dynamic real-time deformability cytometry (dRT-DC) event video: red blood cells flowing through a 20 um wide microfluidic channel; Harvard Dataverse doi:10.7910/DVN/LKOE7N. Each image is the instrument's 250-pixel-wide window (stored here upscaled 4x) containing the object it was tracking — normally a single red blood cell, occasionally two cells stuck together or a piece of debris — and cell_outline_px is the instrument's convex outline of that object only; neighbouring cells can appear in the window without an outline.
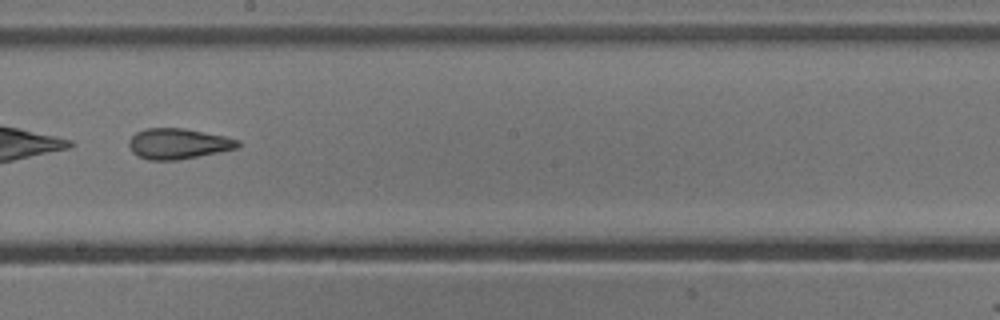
{"species": "common noctule bat (a hibernating species)", "species_latin": "Nyctalus noctula", "temperature_condition": "cold", "stored_images_in_passage": 40, "camera_frame_rate_fps": 3000, "um_per_image_px": 0.085, "animal": {"sex": "male", "body_mass_g": 13.3}, "frame": {"image": 1, "passage_image": 23, "time_ms": 7.333, "image_size_px": [1000, 320], "cell_outline_px": [[240, 144], [236, 148], [176, 160], [148, 160], [132, 152], [128, 144], [128, 140], [136, 132], [148, 128], [184, 128], [224, 136], [240, 140]], "centroid_in_image_um": [15.11, 12.2], "position_along_channel_um": 233.1, "area_um2": 19.13}}
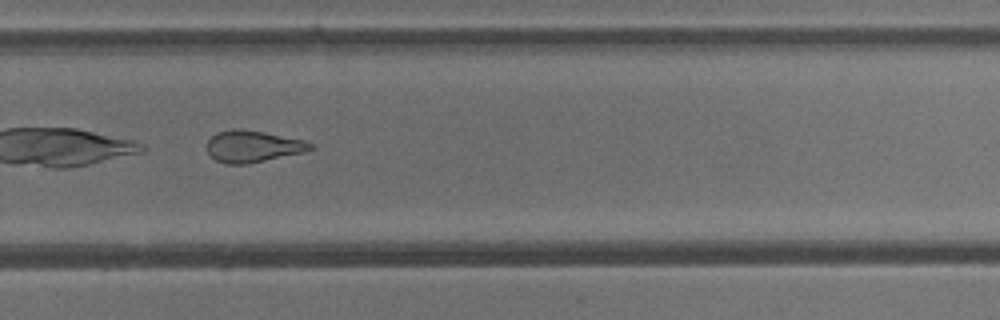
{"frame": {"image": 2, "passage_image": 29, "time_ms": 9.333, "image_size_px": [1000, 320], "cell_outline_px": [[316, 148], [304, 152], [248, 164], [224, 164], [216, 160], [208, 152], [208, 140], [216, 132], [236, 128], [240, 128], [264, 132], [304, 140], [312, 144]], "centroid_in_image_um": [21.5, 12.44], "position_along_channel_um": 308.3, "area_um2": 19.13}, "authors_computed_cell_mechanics": {"area_um2": 19.941, "velocity_mm_per_s": 3.7889, "shape_relaxation_time_tau1_ms": null, "shape_relaxation_time_tau2_ms": 2.2257, "deformation_change_tau1": null, "deformation_change_tau2": 0.092}}